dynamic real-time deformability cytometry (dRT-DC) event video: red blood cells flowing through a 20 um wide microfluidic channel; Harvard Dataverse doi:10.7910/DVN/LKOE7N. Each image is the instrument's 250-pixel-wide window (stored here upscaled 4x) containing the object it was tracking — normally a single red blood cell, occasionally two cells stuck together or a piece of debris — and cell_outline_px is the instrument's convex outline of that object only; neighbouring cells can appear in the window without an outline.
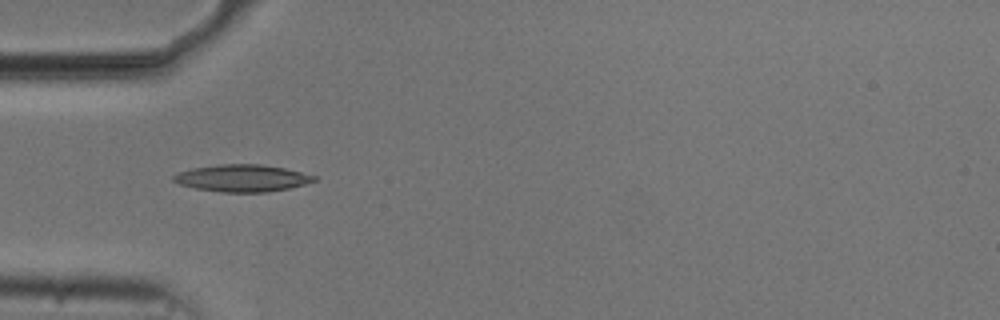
{"species": "common noctule bat (a hibernating species)", "species_latin": "Nyctalus noctula", "temperature_condition": "cold", "stored_images_in_passage": 38, "camera_frame_rate_fps": 3000, "um_per_image_px": 0.085, "animal": {"sex": "male", "body_mass_g": 20.5, "forearm_length_mm": 52.5}, "frame": {"image": 1, "passage_image": 1, "time_ms": 0.0, "image_size_px": [1000, 320], "cell_outline_px": [[316, 180], [304, 184], [288, 188], [268, 192], [220, 192], [196, 188], [180, 184], [172, 180], [172, 176], [180, 172], [192, 168], [220, 164], [260, 164], [284, 168], [316, 176]], "centroid_in_image_um": [20.57, 15.14], "position_along_channel_um": 64.4, "area_um2": 21.96}}
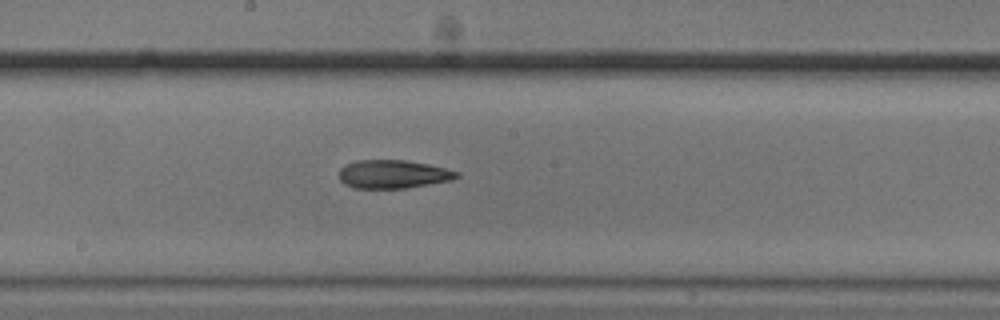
{"frame": {"image": 2, "passage_image": 13, "time_ms": 4.0, "image_size_px": [1000, 320], "cell_outline_px": [[460, 176], [452, 180], [404, 188], [352, 188], [344, 184], [340, 180], [340, 168], [344, 164], [356, 160], [404, 160], [428, 164], [460, 172]], "centroid_in_image_um": [33.39, 14.8], "position_along_channel_um": 214.8, "area_um2": 19.48}}
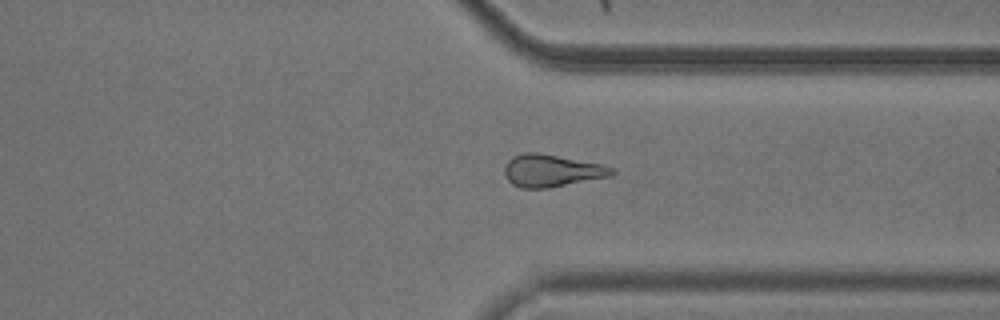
{"frame": {"image": 3, "passage_image": 25, "time_ms": 8.0, "image_size_px": [1000, 320], "cell_outline_px": [[616, 172], [612, 176], [548, 188], [520, 188], [512, 184], [508, 180], [504, 172], [504, 168], [508, 160], [512, 156], [524, 152], [536, 152], [600, 164], [612, 168]], "centroid_in_image_um": [46.86, 14.51], "position_along_channel_um": 364.5, "area_um2": 20.11}, "authors_computed_cell_mechanics": {"area_um2": 19.9121, "velocity_mm_per_s": 3.7571, "shape_relaxation_time_tau1_ms": null, "shape_relaxation_time_tau2_ms": 7.3128, "deformation_change_tau1": null, "deformation_change_tau2": 0.1907}}